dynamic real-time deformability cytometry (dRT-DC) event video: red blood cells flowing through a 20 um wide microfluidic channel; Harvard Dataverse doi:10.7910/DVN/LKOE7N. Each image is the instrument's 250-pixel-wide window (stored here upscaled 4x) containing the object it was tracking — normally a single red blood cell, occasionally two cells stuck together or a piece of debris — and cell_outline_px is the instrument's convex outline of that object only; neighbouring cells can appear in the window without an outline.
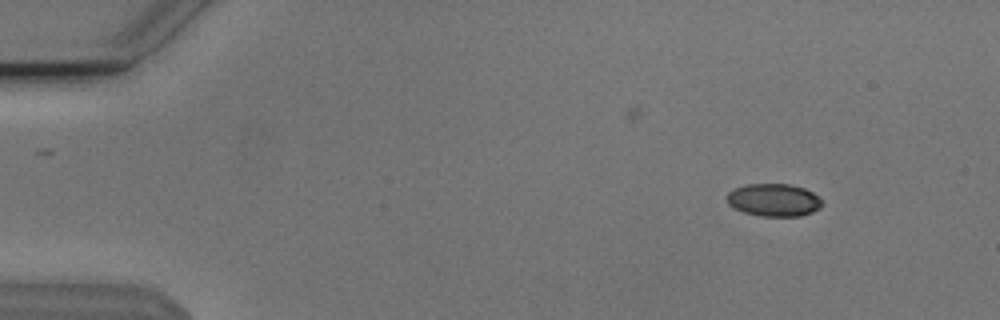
{"species": "Egyptian fruit bat (a non-hibernating species)", "species_latin": "Rousettus aegyptiacus", "temperature_condition": "cold", "stored_images_in_passage": 5, "camera_frame_rate_fps": 3000, "um_per_image_px": 0.085, "animal": {"sex": "male"}, "frame": {"image": 1, "passage_image": 2, "time_ms": 0.333, "image_size_px": [1000, 320], "cell_outline_px": [[820, 208], [812, 212], [800, 216], [760, 216], [744, 212], [728, 204], [724, 196], [728, 192], [744, 184], [788, 184], [804, 188], [812, 192], [820, 200]], "centroid_in_image_um": [65.72, 17.0], "position_along_channel_um": 19.3, "area_um2": 18.03}}
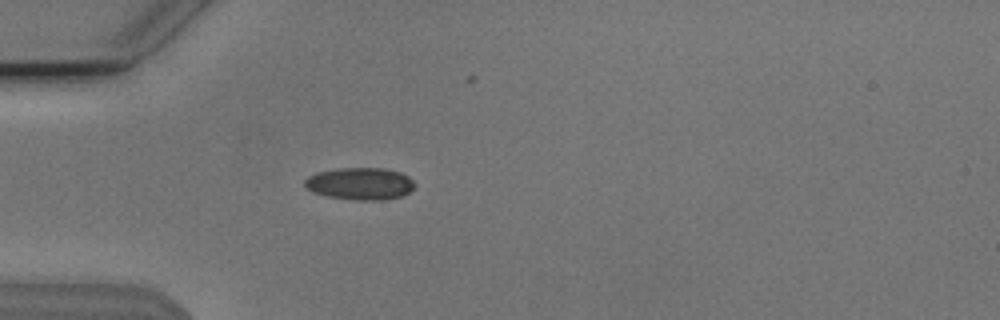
{"frame": {"image": 2, "passage_image": 5, "time_ms": 1.333, "image_size_px": [1000, 320], "cell_outline_px": [[412, 188], [408, 192], [400, 196], [384, 200], [356, 200], [328, 196], [312, 192], [304, 184], [304, 180], [308, 176], [316, 172], [340, 168], [384, 168], [400, 172], [408, 176], [412, 180]], "centroid_in_image_um": [30.57, 15.6], "position_along_channel_um": 54.4, "area_um2": 20.46}}